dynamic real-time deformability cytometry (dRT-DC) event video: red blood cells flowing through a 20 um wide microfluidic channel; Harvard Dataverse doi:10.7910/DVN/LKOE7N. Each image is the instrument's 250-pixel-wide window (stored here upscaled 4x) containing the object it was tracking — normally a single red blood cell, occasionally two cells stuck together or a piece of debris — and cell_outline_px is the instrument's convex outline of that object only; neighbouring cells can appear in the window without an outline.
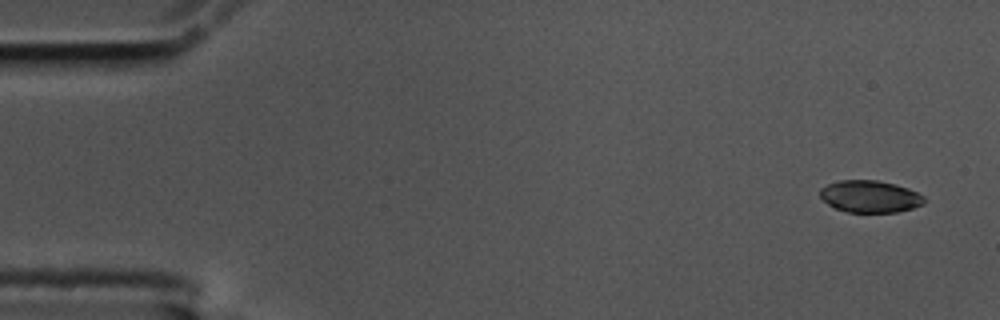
{"species": "common noctule bat (a hibernating species)", "species_latin": "Nyctalus noctula", "temperature_condition": "cold", "stored_images_in_passage": 5, "camera_frame_rate_fps": 3000, "um_per_image_px": 0.085, "animal": {"sex": "male", "body_mass_g": 17.5, "forearm_length_mm": 52.3}, "frame": {"image": 1, "passage_image": 1, "time_ms": 0.0, "image_size_px": [1000, 320], "cell_outline_px": [[924, 204], [912, 208], [896, 212], [848, 212], [836, 208], [828, 204], [820, 196], [820, 188], [828, 184], [840, 180], [876, 180], [896, 184], [908, 188], [924, 196]], "centroid_in_image_um": [73.95, 16.69], "position_along_channel_um": 11.0, "area_um2": 19.36}}
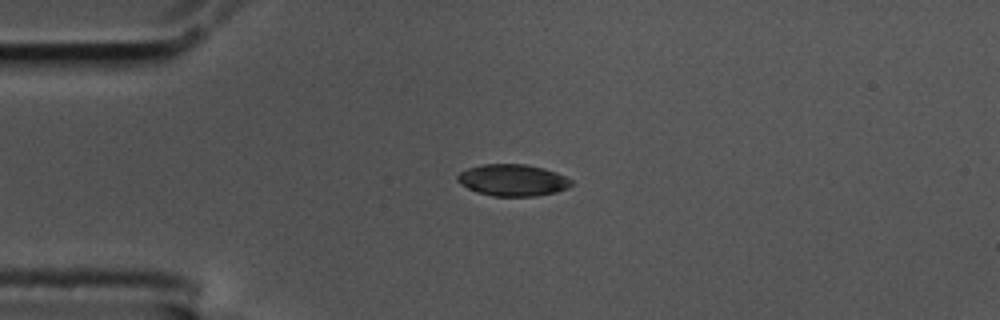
{"frame": {"image": 2, "passage_image": 4, "time_ms": 1.0, "image_size_px": [1000, 320], "cell_outline_px": [[572, 184], [568, 188], [556, 192], [536, 196], [492, 196], [476, 192], [460, 184], [456, 180], [456, 176], [460, 172], [468, 168], [484, 164], [524, 164], [544, 168], [556, 172], [572, 180]], "centroid_in_image_um": [43.57, 15.31], "position_along_channel_um": 41.4, "area_um2": 21.1}}